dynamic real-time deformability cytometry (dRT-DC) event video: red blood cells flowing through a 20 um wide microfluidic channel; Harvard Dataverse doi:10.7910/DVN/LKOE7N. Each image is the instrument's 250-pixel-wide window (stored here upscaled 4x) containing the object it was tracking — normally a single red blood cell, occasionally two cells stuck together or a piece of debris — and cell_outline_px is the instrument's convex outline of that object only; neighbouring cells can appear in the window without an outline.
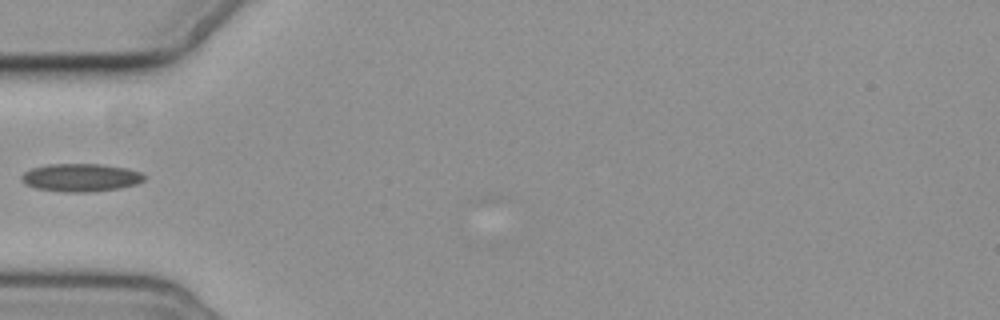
{"species": "common noctule bat (a hibernating species)", "species_latin": "Nyctalus noctula", "temperature_condition": "cold", "stored_images_in_passage": 4, "camera_frame_rate_fps": 3000, "um_per_image_px": 0.085, "animal": {"sex": "female", "body_mass_g": 19.3, "forearm_length_mm": 54.1}, "frame": {"image": 1, "passage_image": 3, "time_ms": 2.667, "image_size_px": [1000, 320], "cell_outline_px": [[144, 180], [136, 184], [120, 188], [88, 192], [64, 192], [36, 188], [24, 184], [20, 180], [20, 176], [24, 172], [32, 168], [48, 164], [100, 164], [124, 168], [140, 172], [144, 176]], "centroid_in_image_um": [6.81, 15.1], "position_along_channel_um": 78.2, "area_um2": 19.94}}
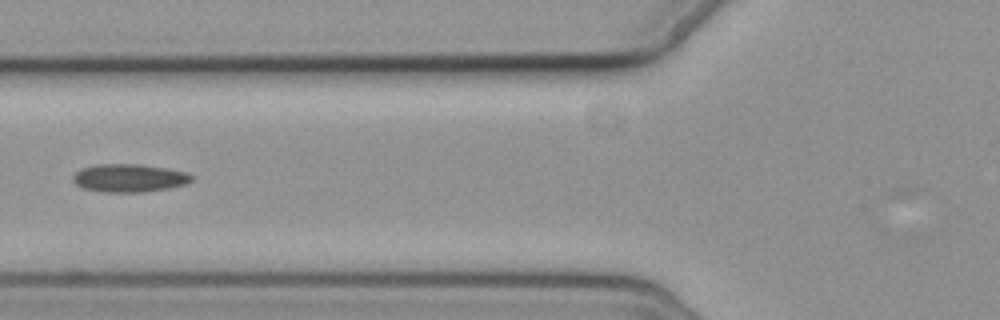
{"frame": {"image": 2, "passage_image": 4, "time_ms": 3.667, "image_size_px": [1000, 320], "cell_outline_px": [[192, 180], [184, 184], [168, 188], [144, 192], [104, 192], [80, 188], [72, 180], [72, 176], [80, 168], [96, 164], [140, 164], [164, 168], [184, 172], [192, 176]], "centroid_in_image_um": [10.9, 15.13], "position_along_channel_um": 114.9, "area_um2": 19.36}}